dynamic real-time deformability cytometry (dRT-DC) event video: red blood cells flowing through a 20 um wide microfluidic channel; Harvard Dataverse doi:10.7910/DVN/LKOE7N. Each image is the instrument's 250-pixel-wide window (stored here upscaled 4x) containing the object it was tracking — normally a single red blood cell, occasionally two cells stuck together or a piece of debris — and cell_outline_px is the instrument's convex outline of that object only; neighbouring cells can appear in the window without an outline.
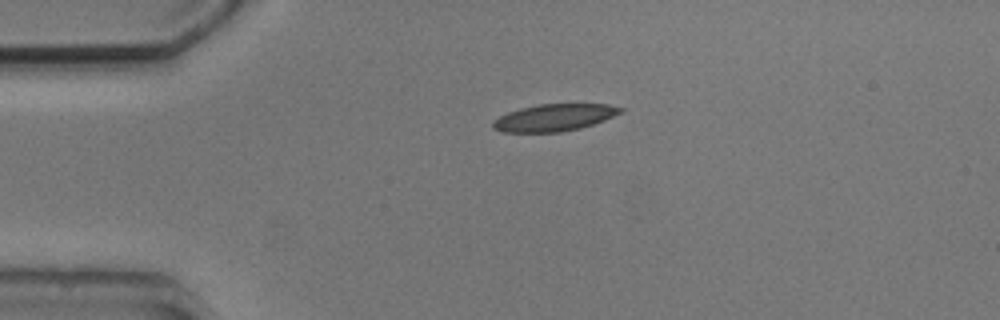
{"species": "common noctule bat (a hibernating species)", "species_latin": "Nyctalus noctula", "temperature_condition": "cold", "stored_images_in_passage": 2, "camera_frame_rate_fps": 3000, "um_per_image_px": 0.085, "animal": {"sex": "male", "body_mass_g": 20.5, "forearm_length_mm": 52.5}, "frame": {"image": 1, "passage_image": 1, "time_ms": 0.0, "image_size_px": [1000, 320], "cell_outline_px": [[624, 112], [604, 120], [580, 128], [560, 132], [504, 132], [492, 128], [492, 120], [508, 112], [520, 108], [540, 104], [608, 104], [624, 108]], "centroid_in_image_um": [47.11, 9.99], "position_along_channel_um": 37.9, "area_um2": 20.11}}